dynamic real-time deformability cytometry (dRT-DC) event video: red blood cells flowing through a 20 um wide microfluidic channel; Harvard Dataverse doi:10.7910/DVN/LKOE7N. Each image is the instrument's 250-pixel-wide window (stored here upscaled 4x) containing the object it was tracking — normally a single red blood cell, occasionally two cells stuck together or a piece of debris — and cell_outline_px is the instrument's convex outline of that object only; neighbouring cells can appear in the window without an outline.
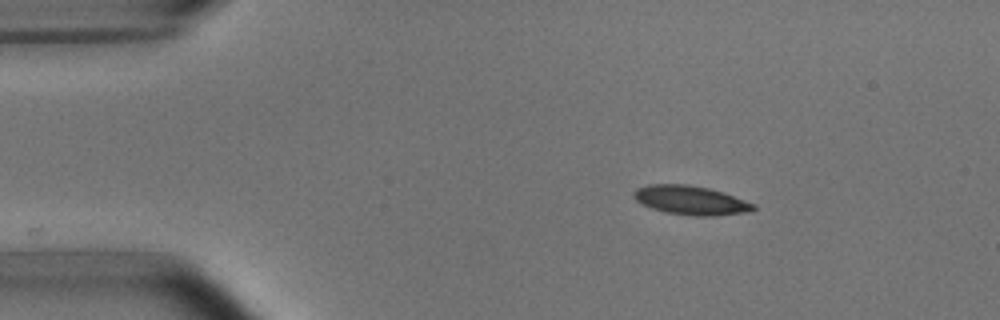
{"species": "common noctule bat (a hibernating species)", "species_latin": "Nyctalus noctula", "temperature_condition": "room temperature", "stored_images_in_passage": 2, "camera_frame_rate_fps": 3000, "um_per_image_px": 0.085, "animal": {"sex": "male", "body_mass_g": 15.6}, "frame": {"image": 1, "passage_image": 2, "time_ms": 1.333, "image_size_px": [1000, 320], "cell_outline_px": [[756, 208], [744, 212], [712, 216], [696, 216], [668, 212], [652, 208], [636, 200], [632, 196], [632, 192], [636, 188], [648, 184], [688, 184], [708, 188], [724, 192], [756, 204]], "centroid_in_image_um": [58.7, 17.0], "position_along_channel_um": 26.3, "area_um2": 20.11}}